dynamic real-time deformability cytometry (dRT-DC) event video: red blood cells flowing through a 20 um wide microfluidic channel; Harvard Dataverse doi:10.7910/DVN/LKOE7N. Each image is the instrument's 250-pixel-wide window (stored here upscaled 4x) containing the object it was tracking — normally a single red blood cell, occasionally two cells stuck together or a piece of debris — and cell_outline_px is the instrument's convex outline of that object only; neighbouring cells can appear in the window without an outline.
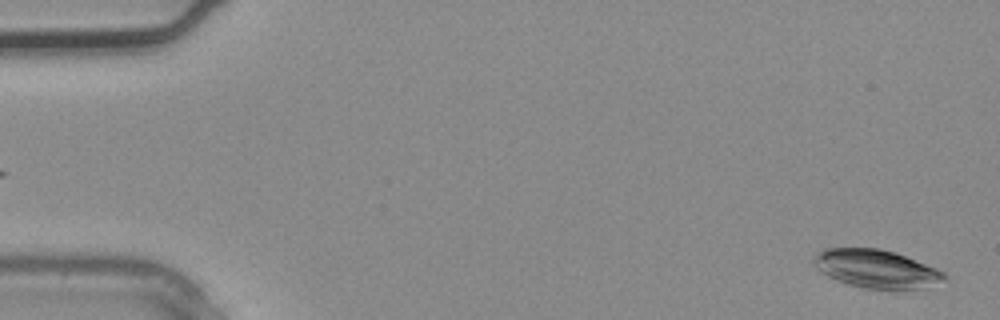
{"species": "common noctule bat (a hibernating species)", "species_latin": "Nyctalus noctula", "temperature_condition": "warm", "stored_images_in_passage": 3, "segment_of_instrument_passage": [2, 2], "camera_frame_rate_fps": 3000, "um_per_image_px": 0.085, "animal": {"sex": "male", "body_mass_g": 20.4}, "frame": {"image": 1, "passage_image": 3, "time_ms": 0.667, "image_size_px": [1000, 320], "cell_outline_px": [[948, 280], [924, 288], [864, 288], [848, 284], [836, 280], [820, 272], [812, 264], [812, 256], [816, 252], [824, 248], [880, 248], [896, 252], [936, 268], [944, 272], [948, 276]], "centroid_in_image_um": [74.46, 22.83], "position_along_channel_um": 10.5, "area_um2": 29.3}}